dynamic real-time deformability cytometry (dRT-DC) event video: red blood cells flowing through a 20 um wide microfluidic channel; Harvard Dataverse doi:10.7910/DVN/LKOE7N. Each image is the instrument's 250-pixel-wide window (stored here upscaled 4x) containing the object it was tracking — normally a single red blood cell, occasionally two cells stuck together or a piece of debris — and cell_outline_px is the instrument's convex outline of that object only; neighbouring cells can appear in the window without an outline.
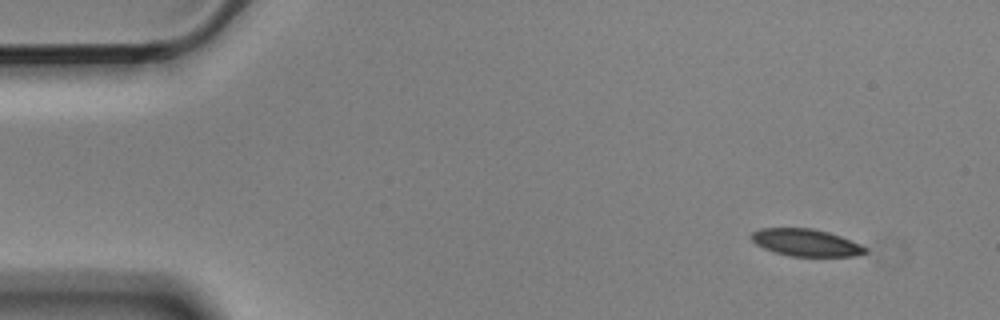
{"species": "Egyptian fruit bat (a non-hibernating species)", "species_latin": "Rousettus aegyptiacus", "temperature_condition": "cold", "stored_images_in_passage": 4, "camera_frame_rate_fps": 3000, "um_per_image_px": 0.085, "animal": {"sex": "male"}, "frame": {"image": 1, "passage_image": 1, "time_ms": 0.0, "image_size_px": [1000, 320], "cell_outline_px": [[868, 252], [856, 256], [792, 256], [776, 252], [764, 248], [756, 244], [752, 240], [752, 232], [760, 228], [812, 228], [828, 232], [840, 236], [860, 244], [868, 248]], "centroid_in_image_um": [68.53, 20.62], "position_along_channel_um": 16.5, "area_um2": 17.92}}
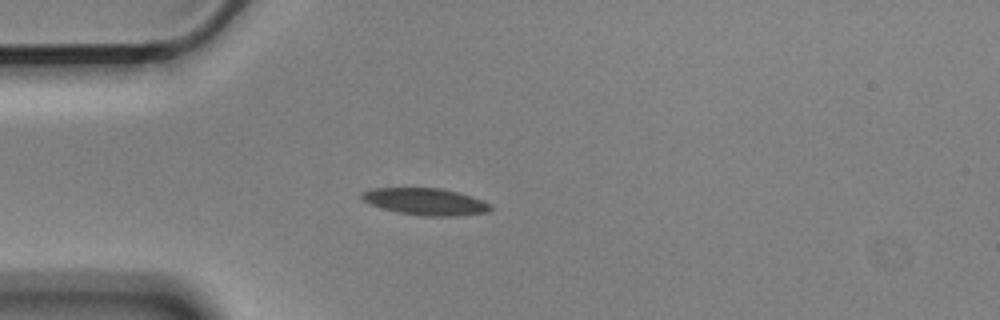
{"frame": {"image": 2, "passage_image": 4, "time_ms": 1.0, "image_size_px": [1000, 320], "cell_outline_px": [[492, 208], [488, 212], [456, 216], [420, 216], [396, 212], [372, 204], [364, 200], [360, 196], [364, 192], [372, 188], [440, 188], [472, 196], [492, 204]], "centroid_in_image_um": [36.21, 17.14], "position_along_channel_um": 48.8, "area_um2": 20.06}}